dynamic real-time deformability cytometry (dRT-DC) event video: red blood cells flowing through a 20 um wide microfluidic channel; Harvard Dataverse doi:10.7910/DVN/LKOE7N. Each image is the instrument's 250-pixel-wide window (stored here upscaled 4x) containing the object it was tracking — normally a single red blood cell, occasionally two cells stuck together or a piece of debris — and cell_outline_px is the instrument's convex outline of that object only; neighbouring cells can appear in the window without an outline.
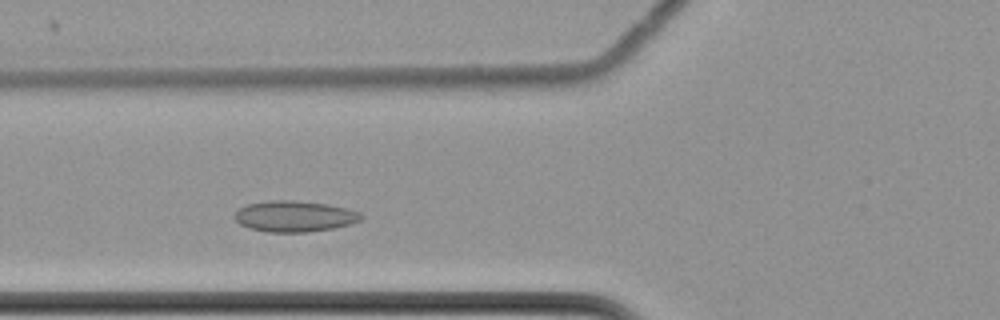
{"species": "common noctule bat (a hibernating species)", "species_latin": "Nyctalus noctula", "temperature_condition": "cold", "stored_images_in_passage": 41, "camera_frame_rate_fps": 3000, "um_per_image_px": 0.085, "animal": {"sex": "female", "body_mass_g": 22.7, "forearm_length_mm": 54.2}, "frame": {"image": 1, "passage_image": 12, "time_ms": 3.667, "image_size_px": [1000, 320], "cell_outline_px": [[364, 216], [360, 220], [352, 224], [332, 228], [308, 232], [268, 232], [248, 228], [240, 224], [232, 216], [236, 208], [244, 204], [268, 200], [296, 200], [328, 204], [360, 212]], "centroid_in_image_um": [24.97, 18.37], "position_along_channel_um": 100.8, "area_um2": 23.24}}
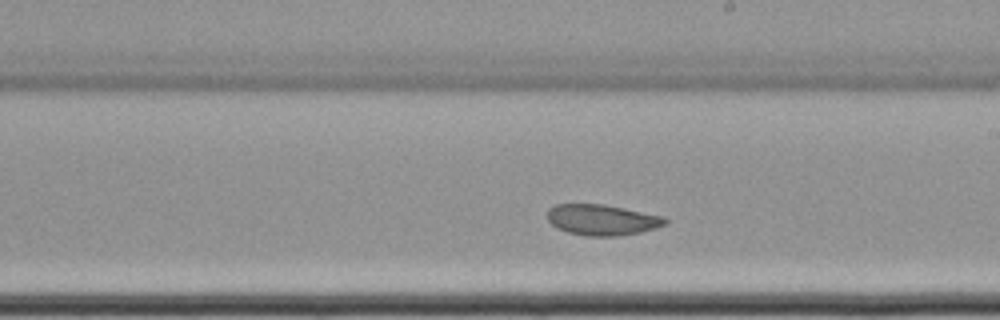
{"frame": {"image": 2, "passage_image": 24, "time_ms": 7.667, "image_size_px": [1000, 320], "cell_outline_px": [[668, 224], [656, 228], [640, 232], [616, 236], [584, 236], [568, 232], [556, 228], [548, 220], [548, 208], [556, 204], [604, 204], [664, 216], [668, 220]], "centroid_in_image_um": [51.19, 18.68], "position_along_channel_um": 237.8, "area_um2": 21.27}}
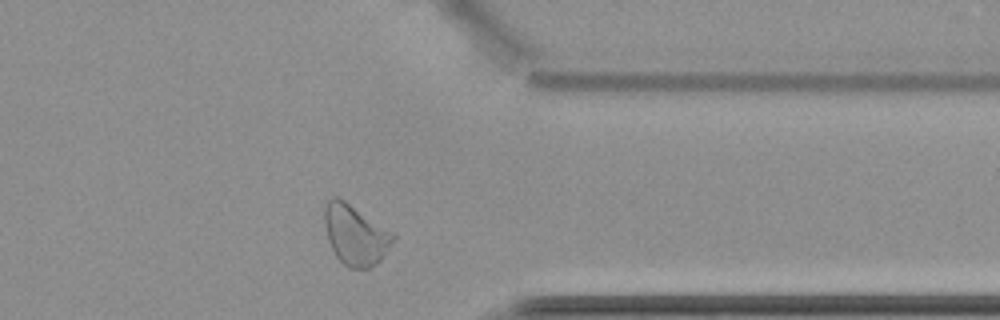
{"frame": {"image": 3, "passage_image": 37, "time_ms": 12.0, "image_size_px": [1000, 320], "cell_outline_px": [[396, 236], [384, 256], [376, 264], [368, 268], [348, 268], [336, 256], [328, 240], [324, 224], [324, 204], [332, 196], [336, 196], [344, 200], [396, 232]], "centroid_in_image_um": [30.22, 19.93], "position_along_channel_um": 381.2, "area_um2": 24.39}, "authors_computed_cell_mechanics": {"area_um2": 22.3108, "velocity_mm_per_s": 3.4294, "shape_relaxation_time_tau1_ms": null, "shape_relaxation_time_tau2_ms": 2.8282, "deformation_change_tau1": null, "deformation_change_tau2": 0.0692}}